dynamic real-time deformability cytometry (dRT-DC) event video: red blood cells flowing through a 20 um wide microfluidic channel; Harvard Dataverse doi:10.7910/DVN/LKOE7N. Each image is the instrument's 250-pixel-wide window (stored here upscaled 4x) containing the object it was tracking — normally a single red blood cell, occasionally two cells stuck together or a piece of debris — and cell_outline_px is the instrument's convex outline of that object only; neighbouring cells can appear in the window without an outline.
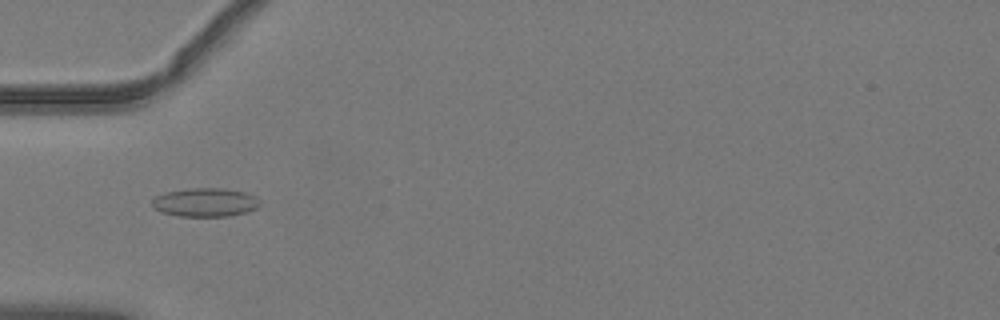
{"species": "common noctule bat (a hibernating species)", "species_latin": "Nyctalus noctula", "temperature_condition": "warm", "stored_images_in_passage": 52, "camera_frame_rate_fps": 3000, "um_per_image_px": 0.085, "animal": {"sex": "male", "body_mass_g": 19.2, "forearm_length_mm": 51.8}, "frame": {"image": 1, "passage_image": 18, "time_ms": 5.667, "image_size_px": [1000, 320], "cell_outline_px": [[260, 204], [256, 208], [248, 212], [228, 216], [180, 216], [160, 212], [152, 208], [152, 200], [156, 196], [164, 192], [188, 188], [224, 188], [244, 192], [256, 196], [260, 200]], "centroid_in_image_um": [17.43, 17.19], "position_along_channel_um": 67.6, "area_um2": 18.21}}
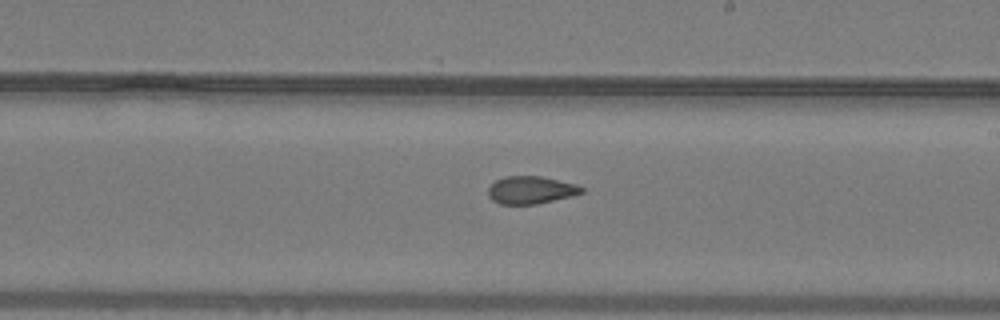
{"frame": {"image": 2, "passage_image": 31, "time_ms": 10.0, "image_size_px": [1000, 320], "cell_outline_px": [[584, 192], [572, 196], [536, 204], [500, 204], [492, 200], [488, 196], [488, 188], [496, 180], [504, 176], [540, 176], [576, 184], [584, 188]], "centroid_in_image_um": [45.11, 16.15], "position_along_channel_um": 243.9, "area_um2": 15.03}}
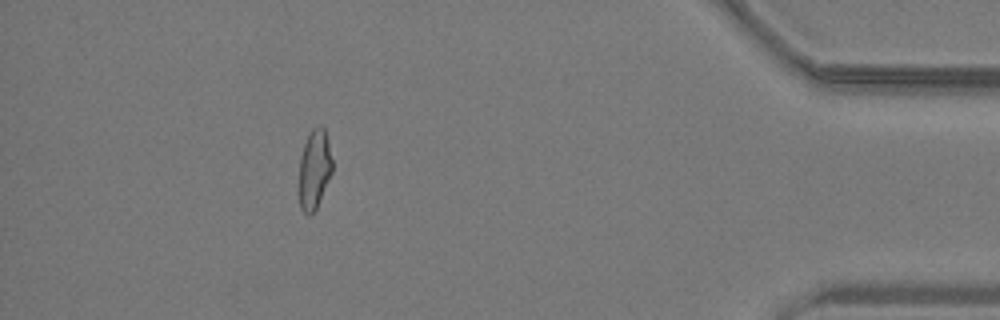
{"frame": {"image": 3, "passage_image": 47, "time_ms": 15.333, "image_size_px": [1000, 320], "cell_outline_px": [[332, 172], [316, 208], [308, 216], [300, 208], [300, 156], [304, 144], [312, 128], [320, 124], [324, 128], [332, 160]], "centroid_in_image_um": [26.72, 14.37], "position_along_channel_um": 408.5, "area_um2": 15.03}, "authors_computed_cell_mechanics": {"area_um2": 16.2996, "velocity_mm_per_s": 4.0606, "shape_relaxation_time_tau1_ms": null, "shape_relaxation_time_tau2_ms": 2.3031, "deformation_change_tau1": null, "deformation_change_tau2": 0.0819}}